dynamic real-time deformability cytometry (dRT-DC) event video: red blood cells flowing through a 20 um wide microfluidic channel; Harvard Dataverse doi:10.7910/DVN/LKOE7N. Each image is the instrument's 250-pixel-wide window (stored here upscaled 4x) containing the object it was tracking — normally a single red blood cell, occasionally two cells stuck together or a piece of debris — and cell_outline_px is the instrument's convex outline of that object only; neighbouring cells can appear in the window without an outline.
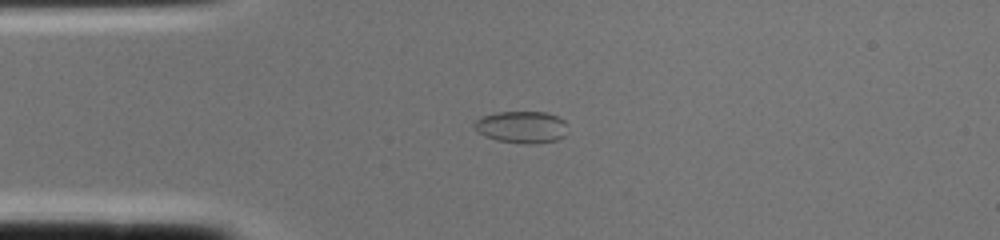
{"species": "common noctule bat (a hibernating species)", "species_latin": "Nyctalus noctula", "temperature_condition": "cold", "stored_images_in_passage": 1, "camera_frame_rate_fps": 3000, "um_per_image_px": 0.085, "animal": {"sex": "female", "body_mass_g": 22.0, "forearm_length_mm": 56.7}, "frame": {"image": 1, "passage_image": 1, "time_ms": 0.0, "image_size_px": [1000, 240], "cell_outline_px": [[564, 136], [556, 140], [536, 144], [524, 144], [496, 140], [484, 136], [476, 132], [472, 124], [476, 120], [484, 116], [496, 112], [544, 112], [556, 116], [564, 120]], "centroid_in_image_um": [44.27, 10.81], "position_along_channel_um": 40.7, "area_um2": 17.34}}